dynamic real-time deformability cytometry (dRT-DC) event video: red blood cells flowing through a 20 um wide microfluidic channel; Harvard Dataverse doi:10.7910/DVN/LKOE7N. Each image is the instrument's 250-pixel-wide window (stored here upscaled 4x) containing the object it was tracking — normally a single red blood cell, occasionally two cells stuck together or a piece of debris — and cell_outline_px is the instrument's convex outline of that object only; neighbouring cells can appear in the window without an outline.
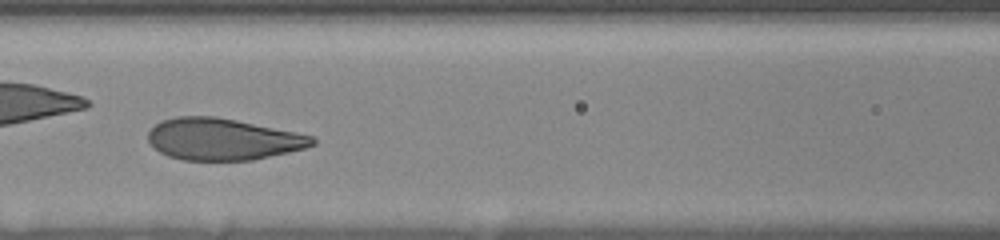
{"species": "human", "species_latin": "Homo sapiens", "temperature_condition": "room temperature", "stored_images_in_passage": 52, "camera_frame_rate_fps": 3000, "um_per_image_px": 0.085, "donor": {"sex": "female"}, "frame": {"image": 1, "passage_image": 29, "time_ms": 5.0, "image_size_px": [1000, 240], "cell_outline_px": [[316, 144], [304, 148], [288, 152], [252, 160], [184, 160], [168, 156], [160, 152], [148, 140], [148, 132], [160, 120], [176, 116], [216, 116], [296, 132], [312, 136], [316, 140]], "centroid_in_image_um": [18.92, 11.82], "position_along_channel_um": 147.7, "area_um2": 39.77}}
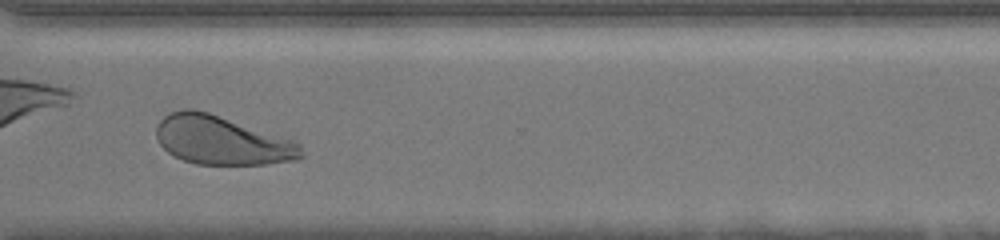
{"frame": {"image": 2, "passage_image": 47, "time_ms": 10.667, "image_size_px": [1000, 240], "cell_outline_px": [[304, 156], [296, 160], [268, 164], [196, 164], [172, 156], [160, 144], [156, 136], [156, 124], [164, 116], [172, 112], [184, 108], [192, 108], [208, 112], [292, 140], [300, 144]], "centroid_in_image_um": [18.82, 11.93], "position_along_channel_um": 351.8, "area_um2": 40.98}, "authors_computed_cell_mechanics": {"area_um2": 40.6334, "velocity_mm_per_s": 3.6069, "shape_relaxation_time_tau1_ms": 2.8661, "shape_relaxation_time_tau2_ms": null, "deformation_change_tau1": 0.1358, "deformation_change_tau2": null}}